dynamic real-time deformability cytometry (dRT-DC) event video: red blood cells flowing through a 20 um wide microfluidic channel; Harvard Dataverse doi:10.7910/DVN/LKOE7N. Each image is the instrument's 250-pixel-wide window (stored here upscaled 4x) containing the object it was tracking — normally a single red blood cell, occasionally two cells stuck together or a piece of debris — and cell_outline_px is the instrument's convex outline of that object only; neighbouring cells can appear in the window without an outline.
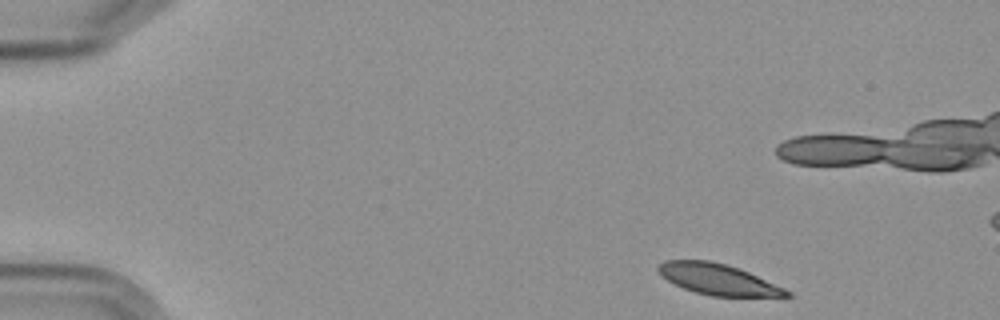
{"species": "Egyptian fruit bat (a non-hibernating species)", "species_latin": "Rousettus aegyptiacus", "temperature_condition": "cold", "stored_images_in_passage": 4, "camera_frame_rate_fps": 3000, "um_per_image_px": 0.085, "frame": {"image": 1, "passage_image": 1, "time_ms": 0.0, "image_size_px": [1000, 320], "cell_outline_px": [[792, 296], [712, 296], [696, 292], [684, 288], [668, 280], [656, 268], [664, 260], [708, 260], [740, 268], [784, 288], [792, 292]], "centroid_in_image_um": [61.05, 23.74], "position_along_channel_um": 24.0, "area_um2": 22.72}}